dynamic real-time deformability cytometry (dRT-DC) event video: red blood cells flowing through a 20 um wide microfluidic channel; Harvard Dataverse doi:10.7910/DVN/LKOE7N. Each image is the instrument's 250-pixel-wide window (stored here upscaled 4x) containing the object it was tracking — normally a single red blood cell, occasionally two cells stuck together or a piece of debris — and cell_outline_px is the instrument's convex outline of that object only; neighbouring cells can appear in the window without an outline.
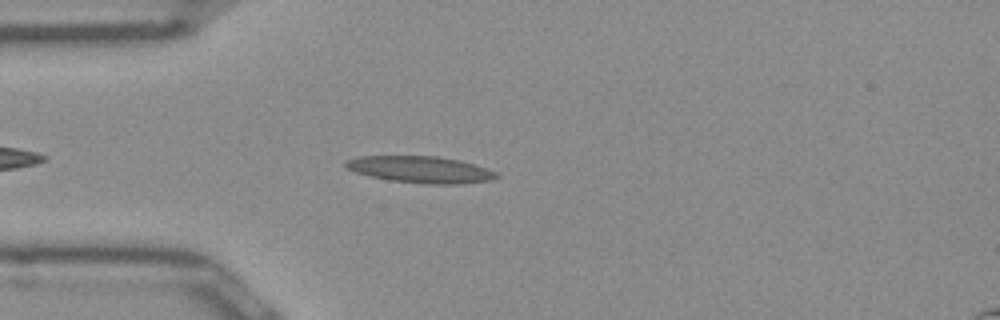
{"species": "Egyptian fruit bat (a non-hibernating species)", "species_latin": "Rousettus aegyptiacus", "temperature_condition": "room temperature", "stored_images_in_passage": 38, "camera_frame_rate_fps": 3000, "um_per_image_px": 0.085, "frame": {"image": 1, "passage_image": 6, "time_ms": 1.667, "image_size_px": [1000, 320], "cell_outline_px": [[500, 176], [492, 180], [460, 184], [424, 184], [392, 180], [368, 176], [356, 172], [348, 168], [344, 164], [344, 160], [356, 156], [436, 156], [460, 160], [496, 172]], "centroid_in_image_um": [35.72, 14.41], "position_along_channel_um": 49.3, "area_um2": 23.41}}
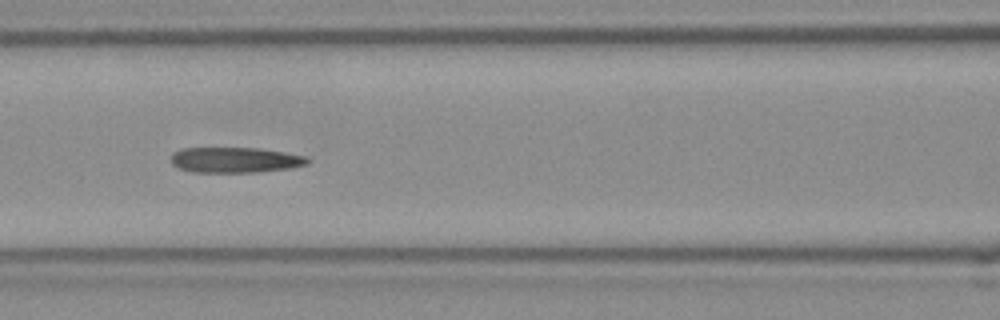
{"frame": {"image": 2, "passage_image": 14, "time_ms": 4.333, "image_size_px": [1000, 320], "cell_outline_px": [[312, 160], [308, 164], [288, 168], [256, 172], [192, 172], [180, 168], [172, 164], [172, 152], [180, 148], [256, 148], [284, 152], [308, 156]], "centroid_in_image_um": [20.0, 13.59], "position_along_channel_um": 146.6, "area_um2": 20.29}}
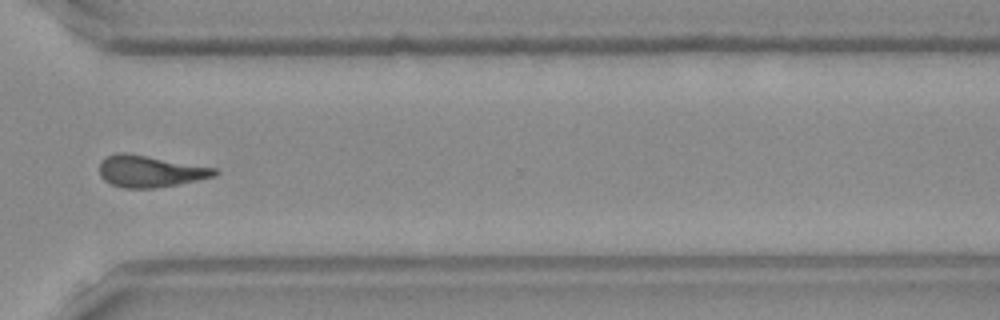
{"frame": {"image": 3, "passage_image": 30, "time_ms": 9.667, "image_size_px": [1000, 320], "cell_outline_px": [[220, 172], [216, 176], [156, 188], [124, 188], [112, 184], [104, 180], [100, 176], [100, 164], [104, 156], [116, 152], [124, 152], [216, 168]], "centroid_in_image_um": [12.73, 14.55], "position_along_channel_um": 357.9, "area_um2": 21.15}, "authors_computed_cell_mechanics": {"area_um2": 20.9814, "velocity_mm_per_s": 3.9692, "shape_relaxation_time_tau1_ms": null, "shape_relaxation_time_tau2_ms": 4.1076, "deformation_change_tau1": null, "deformation_change_tau2": 0.1547}}